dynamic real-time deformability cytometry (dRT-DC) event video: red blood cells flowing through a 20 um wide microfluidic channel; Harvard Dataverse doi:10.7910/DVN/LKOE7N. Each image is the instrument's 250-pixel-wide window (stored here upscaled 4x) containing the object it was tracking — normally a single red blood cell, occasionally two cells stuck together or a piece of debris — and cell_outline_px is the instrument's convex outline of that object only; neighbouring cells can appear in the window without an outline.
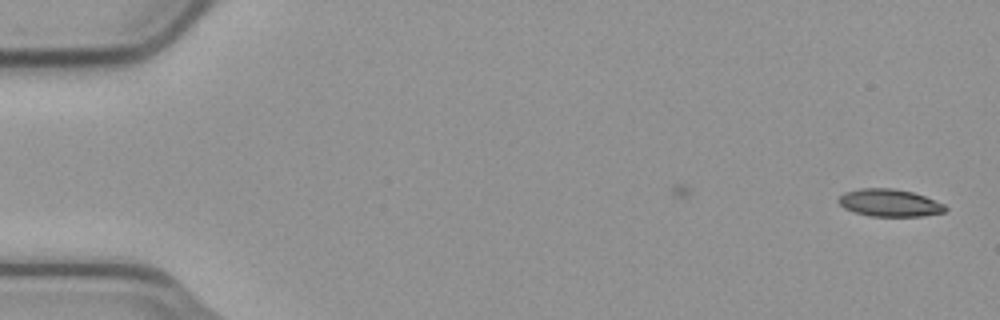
{"species": "common noctule bat (a hibernating species)", "species_latin": "Nyctalus noctula", "temperature_condition": "cold", "stored_images_in_passage": 51, "camera_frame_rate_fps": 3000, "um_per_image_px": 0.085, "animal": {"sex": "male", "body_mass_g": 23.1, "forearm_length_mm": 52.7}, "frame": {"image": 1, "passage_image": 1, "time_ms": 0.0, "image_size_px": [1000, 320], "cell_outline_px": [[948, 208], [944, 212], [924, 216], [872, 216], [856, 212], [844, 208], [836, 200], [844, 192], [860, 188], [892, 188], [912, 192], [924, 196], [944, 204]], "centroid_in_image_um": [75.6, 17.24], "position_along_channel_um": 9.4, "area_um2": 16.99}}
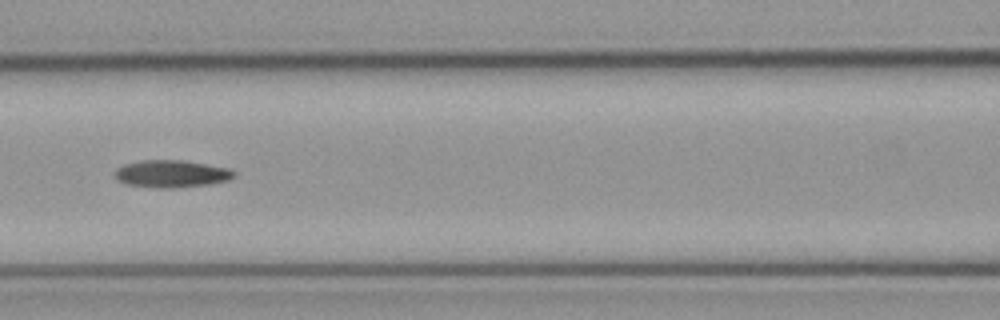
{"frame": {"image": 2, "passage_image": 24, "time_ms": 7.667, "image_size_px": [1000, 320], "cell_outline_px": [[236, 176], [228, 180], [208, 184], [172, 188], [160, 188], [128, 184], [116, 180], [116, 168], [124, 164], [140, 160], [184, 160], [232, 168], [236, 172]], "centroid_in_image_um": [14.62, 14.76], "position_along_channel_um": 152.0, "area_um2": 19.07}}
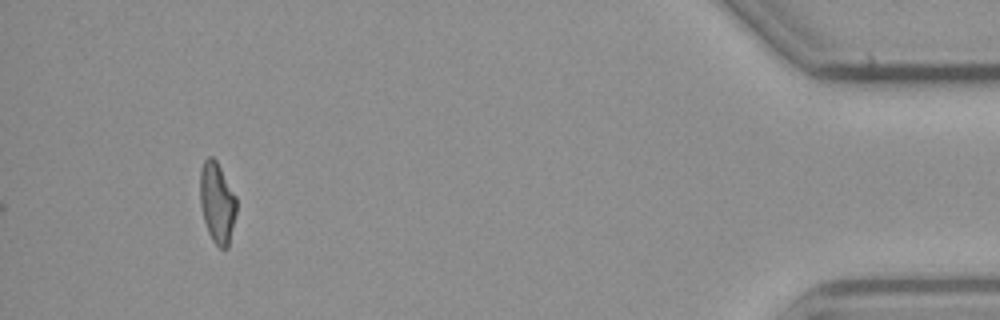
{"frame": {"image": 3, "passage_image": 51, "time_ms": 16.667, "image_size_px": [1000, 320], "cell_outline_px": [[236, 212], [228, 248], [220, 248], [212, 240], [208, 232], [204, 220], [200, 204], [200, 168], [204, 160], [208, 156], [212, 156], [216, 160], [236, 196]], "centroid_in_image_um": [18.44, 17.21], "position_along_channel_um": 416.8, "area_um2": 17.11}, "authors_computed_cell_mechanics": {"area_um2": 17.918, "velocity_mm_per_s": 3.7366, "shape_relaxation_time_tau1_ms": null, "shape_relaxation_time_tau2_ms": 11.0818, "deformation_change_tau1": null, "deformation_change_tau2": 0.2134}}